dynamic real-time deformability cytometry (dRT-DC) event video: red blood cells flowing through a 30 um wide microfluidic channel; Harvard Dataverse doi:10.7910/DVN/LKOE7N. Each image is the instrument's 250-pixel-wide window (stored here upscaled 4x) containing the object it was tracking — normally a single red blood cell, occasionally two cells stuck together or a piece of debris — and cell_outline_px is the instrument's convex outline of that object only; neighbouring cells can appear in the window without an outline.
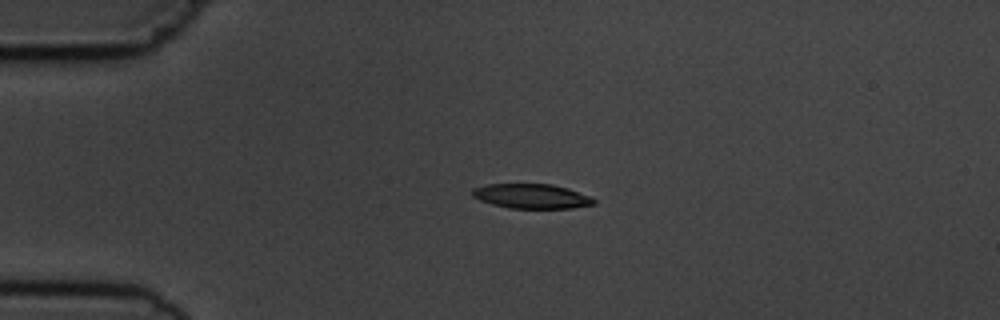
{"species": "common noctule bat (a hibernating species)", "species_latin": "Nyctalus noctula", "temperature_condition": "cold", "stored_images_in_passage": 5, "camera_frame_rate_fps": 3000, "um_per_image_px": 0.085, "animal": {"sex": "male", "body_mass_g": 19.5, "forearm_length_mm": 54.6}, "frame": {"image": 1, "passage_image": 3, "time_ms": 3.0, "image_size_px": [1000, 320], "cell_outline_px": [[596, 204], [572, 208], [508, 208], [492, 204], [480, 200], [472, 196], [472, 188], [488, 184], [552, 184], [568, 188], [592, 196], [596, 200]], "centroid_in_image_um": [45.22, 16.67], "position_along_channel_um": 39.8, "area_um2": 17.57}}
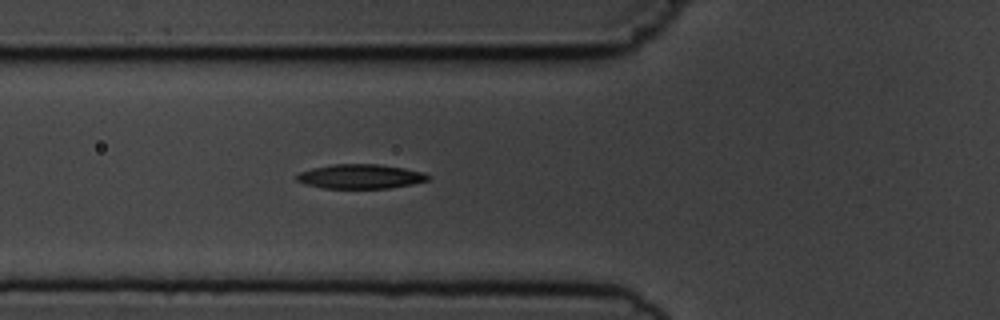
{"frame": {"image": 2, "passage_image": 5, "time_ms": 5.333, "image_size_px": [1000, 320], "cell_outline_px": [[432, 176], [428, 180], [412, 184], [388, 188], [324, 188], [304, 184], [296, 180], [296, 176], [300, 172], [312, 168], [332, 164], [376, 164], [404, 168], [424, 172]], "centroid_in_image_um": [30.64, 15.0], "position_along_channel_um": 95.2, "area_um2": 18.67}}